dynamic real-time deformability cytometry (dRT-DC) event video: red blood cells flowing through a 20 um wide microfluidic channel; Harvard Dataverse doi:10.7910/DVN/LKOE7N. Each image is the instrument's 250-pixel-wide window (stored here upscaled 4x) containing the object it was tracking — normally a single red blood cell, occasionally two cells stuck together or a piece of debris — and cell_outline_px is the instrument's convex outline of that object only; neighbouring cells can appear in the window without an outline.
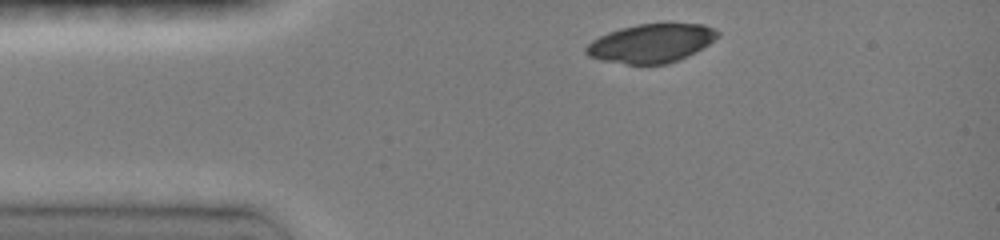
{"species": "common noctule bat (a hibernating species)", "species_latin": "Nyctalus noctula", "temperature_condition": "room temperature", "stored_images_in_passage": 42, "segment_of_instrument_passage": [1, 2], "camera_frame_rate_fps": 3000, "um_per_image_px": 0.085, "animal": {"sex": "female", "body_mass_g": 19.0, "forearm_length_mm": 51.5}, "frame": {"image": 1, "passage_image": 1, "time_ms": 0.0, "image_size_px": [1000, 240], "cell_outline_px": [[720, 36], [696, 52], [668, 64], [624, 64], [600, 60], [588, 56], [584, 52], [584, 48], [592, 40], [608, 32], [620, 28], [636, 24], [668, 20], [704, 24], [716, 28], [720, 32]], "centroid_in_image_um": [55.4, 3.62], "position_along_channel_um": 29.6, "area_um2": 30.81}}
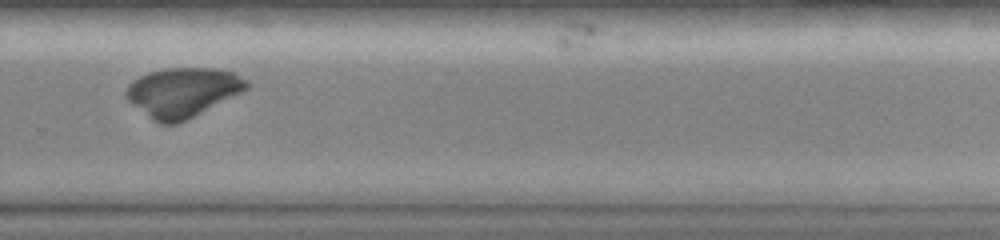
{"frame": {"image": 2, "passage_image": 35, "time_ms": 8.0, "image_size_px": [1000, 240], "cell_outline_px": [[248, 88], [176, 124], [160, 124], [152, 120], [128, 100], [124, 96], [124, 92], [128, 84], [132, 80], [148, 72], [164, 68], [216, 68], [232, 72], [248, 80]], "centroid_in_image_um": [15.46, 7.82], "position_along_channel_um": 314.3, "area_um2": 34.22}}
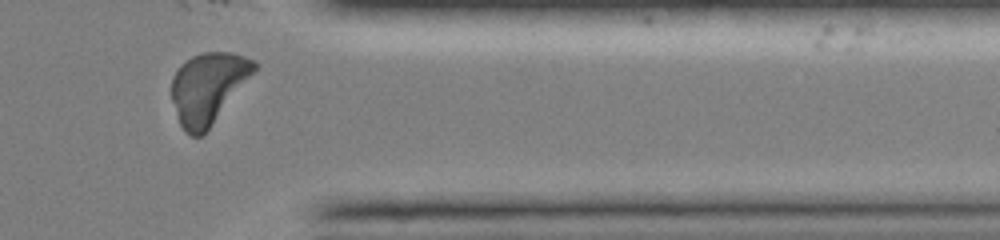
{"frame": {"image": 3, "passage_image": 40, "time_ms": 10.0, "image_size_px": [1000, 240], "cell_outline_px": [[256, 68], [208, 128], [200, 136], [192, 136], [184, 132], [180, 124], [172, 100], [172, 76], [180, 64], [192, 56], [204, 52], [232, 52], [256, 60]], "centroid_in_image_um": [17.64, 7.43], "position_along_channel_um": 393.8, "area_um2": 33.23}}